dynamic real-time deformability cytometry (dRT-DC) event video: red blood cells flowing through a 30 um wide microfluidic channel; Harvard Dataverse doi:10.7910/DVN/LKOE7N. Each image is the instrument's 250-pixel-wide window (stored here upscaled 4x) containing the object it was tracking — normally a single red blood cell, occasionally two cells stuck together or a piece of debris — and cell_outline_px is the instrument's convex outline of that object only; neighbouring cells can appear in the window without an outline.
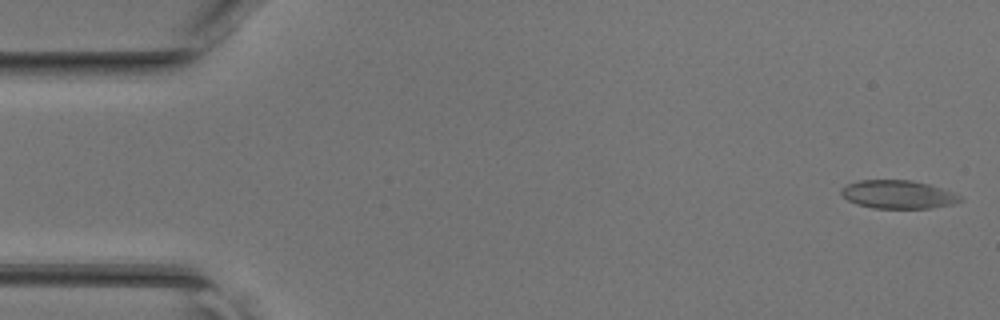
{"species": "common noctule bat (a hibernating species)", "species_latin": "Nyctalus noctula", "temperature_condition": "room temperature", "stored_images_in_passage": 45, "camera_frame_rate_fps": 3000, "um_per_image_px": 0.085, "animal": {"sex": "female", "body_mass_g": 17.0, "forearm_length_mm": 48.0}, "frame": {"image": 1, "passage_image": 1, "time_ms": 0.0, "image_size_px": [1000, 320], "cell_outline_px": [[964, 200], [952, 204], [932, 208], [872, 208], [856, 204], [848, 200], [840, 192], [840, 188], [848, 184], [860, 180], [908, 180], [928, 184], [940, 188], [960, 196]], "centroid_in_image_um": [76.3, 16.53], "position_along_channel_um": 8.7, "area_um2": 19.42}}
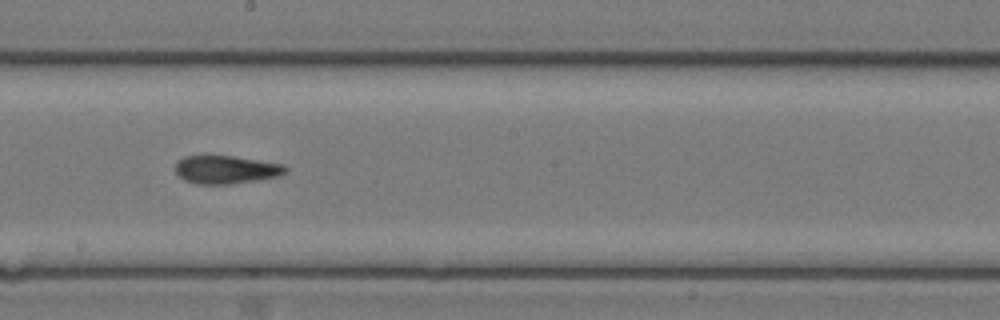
{"frame": {"image": 2, "passage_image": 25, "time_ms": 8.0, "image_size_px": [1000, 320], "cell_outline_px": [[288, 172], [280, 176], [232, 184], [196, 184], [184, 180], [176, 172], [176, 160], [184, 156], [204, 152], [232, 156], [284, 164], [288, 168]], "centroid_in_image_um": [19.17, 14.37], "position_along_channel_um": 229.0, "area_um2": 18.84}}
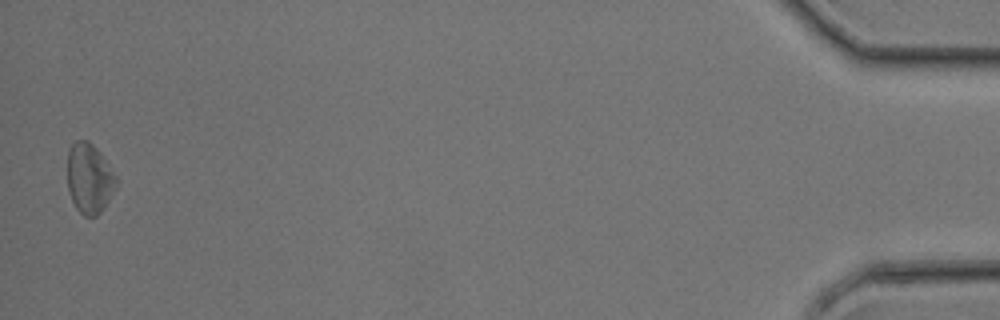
{"frame": {"image": 3, "passage_image": 45, "time_ms": 14.667, "image_size_px": [1000, 320], "cell_outline_px": [[120, 180], [104, 208], [96, 216], [84, 216], [76, 208], [72, 200], [68, 188], [68, 148], [76, 140], [88, 140], [100, 152]], "centroid_in_image_um": [7.62, 15.15], "position_along_channel_um": 427.6, "area_um2": 20.06}}